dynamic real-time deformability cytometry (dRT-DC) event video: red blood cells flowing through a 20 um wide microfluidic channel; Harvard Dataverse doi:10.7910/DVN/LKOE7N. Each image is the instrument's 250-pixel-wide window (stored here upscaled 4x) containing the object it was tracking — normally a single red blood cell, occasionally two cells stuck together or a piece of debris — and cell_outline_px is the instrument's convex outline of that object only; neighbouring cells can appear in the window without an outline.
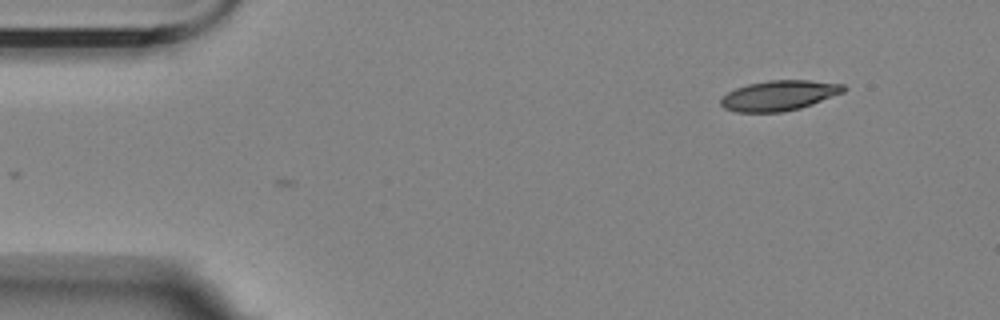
{"species": "Egyptian fruit bat (a non-hibernating species)", "species_latin": "Rousettus aegyptiacus", "temperature_condition": "room temperature", "stored_images_in_passage": 4, "camera_frame_rate_fps": 3000, "um_per_image_px": 0.085, "animal": {"sex": "female"}, "frame": {"image": 1, "passage_image": 4, "time_ms": 3.333, "image_size_px": [1000, 320], "cell_outline_px": [[844, 92], [812, 104], [800, 108], [784, 112], [736, 112], [724, 108], [720, 104], [720, 100], [728, 92], [736, 88], [748, 84], [768, 80], [808, 80], [844, 84]], "centroid_in_image_um": [66.21, 8.12], "position_along_channel_um": 18.8, "area_um2": 21.5}}